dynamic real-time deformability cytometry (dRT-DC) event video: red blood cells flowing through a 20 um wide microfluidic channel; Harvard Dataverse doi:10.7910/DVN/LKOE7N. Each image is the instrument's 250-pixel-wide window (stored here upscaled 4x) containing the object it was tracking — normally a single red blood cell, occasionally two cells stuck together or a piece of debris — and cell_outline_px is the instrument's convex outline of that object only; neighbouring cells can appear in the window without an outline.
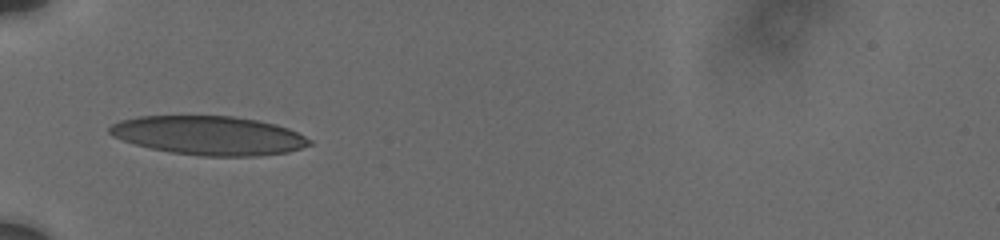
{"species": "human", "species_latin": "Homo sapiens", "temperature_condition": "cold", "stored_images_in_passage": 54, "camera_frame_rate_fps": 3000, "um_per_image_px": 0.085, "donor": {"sex": "male"}, "frame": {"image": 1, "passage_image": 1, "time_ms": 0.0, "image_size_px": [1000, 240], "cell_outline_px": [[312, 144], [288, 152], [256, 156], [200, 156], [172, 152], [152, 148], [136, 144], [112, 136], [108, 132], [108, 128], [112, 124], [120, 120], [140, 116], [232, 116], [256, 120], [276, 124], [288, 128], [312, 140]], "centroid_in_image_um": [17.76, 11.51], "position_along_channel_um": 67.2, "area_um2": 45.14}}
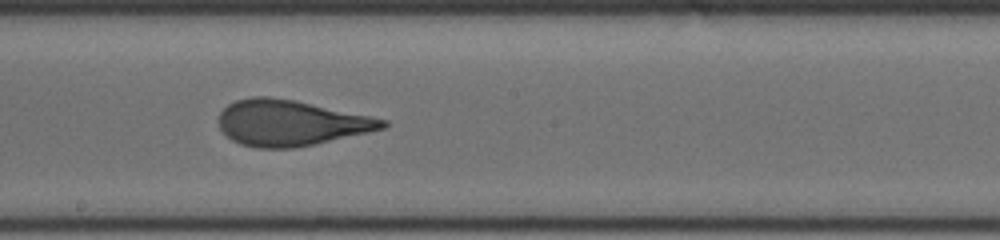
{"frame": {"image": 2, "passage_image": 20, "time_ms": 4.333, "image_size_px": [1000, 240], "cell_outline_px": [[388, 124], [384, 128], [368, 132], [296, 148], [256, 148], [240, 144], [232, 140], [220, 128], [216, 120], [220, 112], [228, 104], [236, 100], [252, 96], [268, 96], [296, 100], [388, 120]], "centroid_in_image_um": [24.66, 10.44], "position_along_channel_um": 223.5, "area_um2": 43.7}}
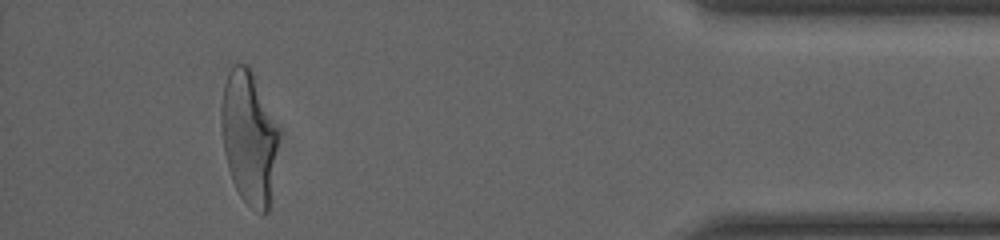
{"frame": {"image": 3, "passage_image": 48, "time_ms": 10.667, "image_size_px": [1000, 240], "cell_outline_px": [[276, 148], [268, 212], [264, 216], [260, 216], [240, 196], [232, 180], [228, 168], [224, 152], [220, 124], [220, 108], [224, 84], [228, 72], [232, 64], [248, 64], [252, 72], [276, 132]], "centroid_in_image_um": [21.07, 11.72], "position_along_channel_um": 414.1, "area_um2": 43.06}, "authors_computed_cell_mechanics": {"area_um2": 43.7546, "velocity_mm_per_s": 3.7243, "shape_relaxation_time_tau1_ms": 6.6288, "shape_relaxation_time_tau2_ms": 0.7954, "deformation_change_tau1": 0.2379, "deformation_change_tau2": 0.0835}}